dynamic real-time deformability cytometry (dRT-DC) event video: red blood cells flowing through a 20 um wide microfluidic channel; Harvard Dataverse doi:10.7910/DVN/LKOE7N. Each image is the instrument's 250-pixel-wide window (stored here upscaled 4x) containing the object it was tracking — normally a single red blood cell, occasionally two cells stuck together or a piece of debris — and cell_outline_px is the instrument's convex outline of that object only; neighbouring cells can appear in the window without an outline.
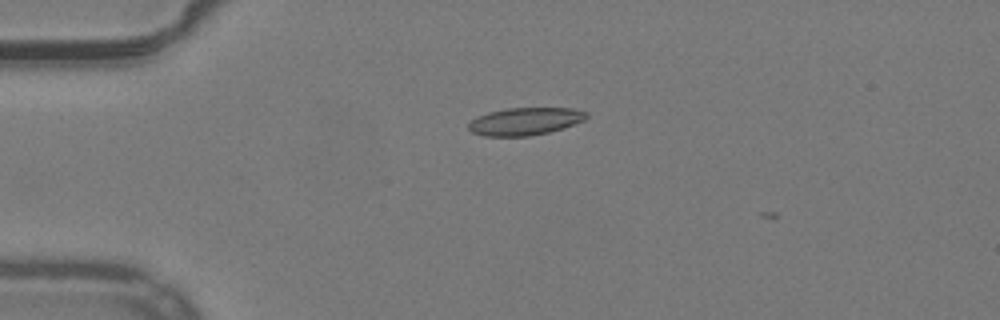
{"species": "common noctule bat (a hibernating species)", "species_latin": "Nyctalus noctula", "temperature_condition": "warm", "stored_images_in_passage": 2, "camera_frame_rate_fps": 3000, "um_per_image_px": 0.085, "animal": {"sex": "male", "body_mass_g": 19.2, "forearm_length_mm": 51.8}, "frame": {"image": 1, "passage_image": 1, "time_ms": 0.0, "image_size_px": [1000, 320], "cell_outline_px": [[588, 116], [584, 120], [564, 128], [548, 132], [528, 136], [484, 136], [472, 132], [468, 128], [468, 124], [472, 120], [488, 112], [508, 108], [572, 108], [588, 112]], "centroid_in_image_um": [44.65, 10.31], "position_along_channel_um": 40.3, "area_um2": 18.84}}